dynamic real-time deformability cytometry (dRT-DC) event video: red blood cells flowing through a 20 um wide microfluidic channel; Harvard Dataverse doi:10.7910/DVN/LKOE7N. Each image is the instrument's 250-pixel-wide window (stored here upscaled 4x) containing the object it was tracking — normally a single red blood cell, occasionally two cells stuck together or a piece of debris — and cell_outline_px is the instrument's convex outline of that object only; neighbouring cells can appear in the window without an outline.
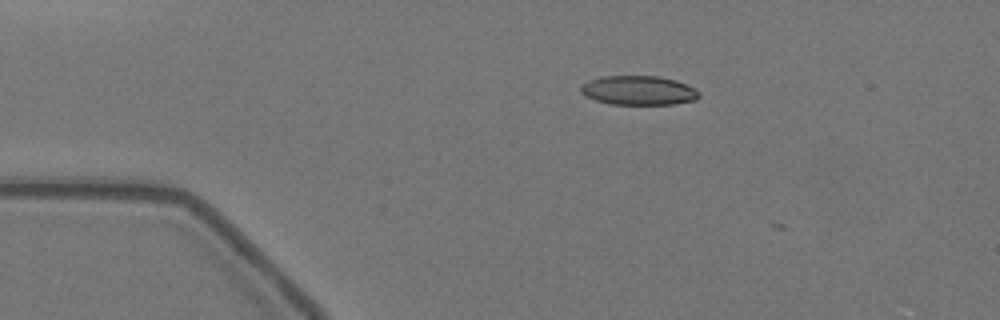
{"species": "Egyptian fruit bat (a non-hibernating species)", "species_latin": "Rousettus aegyptiacus", "temperature_condition": "warm", "stored_images_in_passage": 4, "camera_frame_rate_fps": 3000, "um_per_image_px": 0.085, "animal": {"sex": "female"}, "frame": {"image": 1, "passage_image": 1, "time_ms": 0.0, "image_size_px": [1000, 320], "cell_outline_px": [[700, 96], [696, 100], [672, 104], [608, 104], [584, 96], [580, 92], [580, 84], [588, 80], [600, 76], [656, 76], [676, 80], [696, 88], [700, 92]], "centroid_in_image_um": [54.25, 7.68], "position_along_channel_um": 30.7, "area_um2": 20.4}}